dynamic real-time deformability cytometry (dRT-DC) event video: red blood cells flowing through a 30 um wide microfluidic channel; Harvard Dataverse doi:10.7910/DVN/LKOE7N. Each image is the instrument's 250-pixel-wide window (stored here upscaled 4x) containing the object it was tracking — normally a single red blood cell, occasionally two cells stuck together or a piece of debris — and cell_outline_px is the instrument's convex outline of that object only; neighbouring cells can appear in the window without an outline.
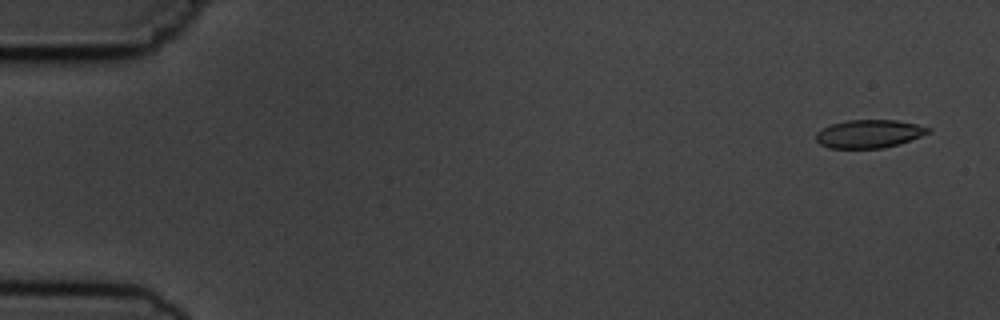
{"species": "common noctule bat (a hibernating species)", "species_latin": "Nyctalus noctula", "temperature_condition": "cold", "stored_images_in_passage": 4, "camera_frame_rate_fps": 3000, "um_per_image_px": 0.085, "animal": {"sex": "male", "body_mass_g": 19.5, "forearm_length_mm": 54.6}, "frame": {"image": 1, "passage_image": 1, "time_ms": 0.0, "image_size_px": [1000, 320], "cell_outline_px": [[932, 132], [884, 148], [828, 148], [820, 144], [816, 140], [816, 132], [832, 124], [848, 120], [896, 120], [916, 124], [932, 128]], "centroid_in_image_um": [73.87, 11.37], "position_along_channel_um": 11.1, "area_um2": 18.26}}
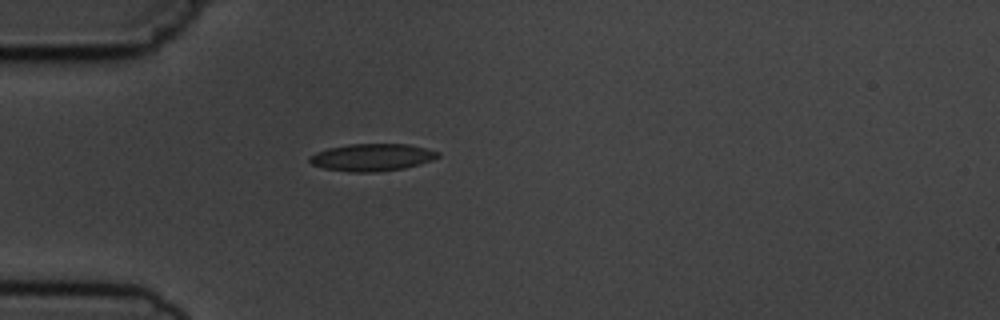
{"frame": {"image": 2, "passage_image": 4, "time_ms": 4.333, "image_size_px": [1000, 320], "cell_outline_px": [[440, 156], [432, 160], [420, 164], [404, 168], [380, 172], [348, 172], [324, 168], [312, 164], [308, 160], [308, 156], [316, 152], [328, 148], [348, 144], [408, 144], [440, 152]], "centroid_in_image_um": [31.61, 13.38], "position_along_channel_um": 53.4, "area_um2": 20.52}}